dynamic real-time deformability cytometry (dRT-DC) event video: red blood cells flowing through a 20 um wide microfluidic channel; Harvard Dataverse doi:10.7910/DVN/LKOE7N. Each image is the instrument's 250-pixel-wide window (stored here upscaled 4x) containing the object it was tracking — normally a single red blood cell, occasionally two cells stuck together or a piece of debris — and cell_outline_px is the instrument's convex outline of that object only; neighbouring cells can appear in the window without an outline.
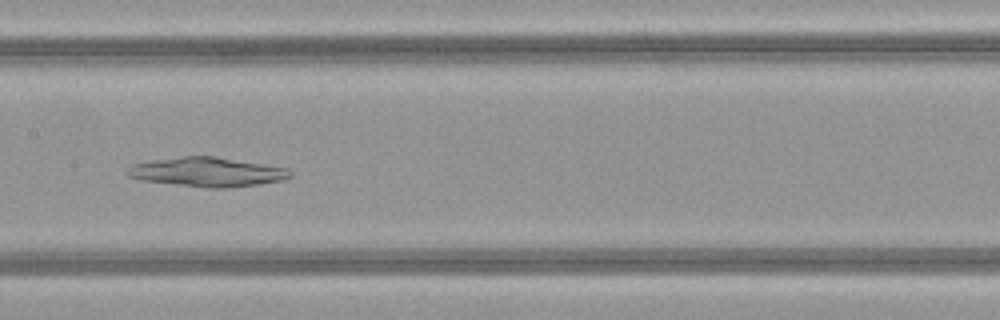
{"species": "common noctule bat (a hibernating species)", "species_latin": "Nyctalus noctula", "temperature_condition": "warm", "stored_images_in_passage": 43, "camera_frame_rate_fps": 3000, "um_per_image_px": 0.085, "animal": {"sex": "female", "body_mass_g": 21.9}, "frame": {"image": 1, "passage_image": 18, "time_ms": 5.667, "image_size_px": [1000, 320], "cell_outline_px": [[292, 176], [280, 180], [260, 184], [228, 188], [208, 188], [140, 180], [128, 176], [128, 168], [132, 164], [152, 160], [180, 156], [216, 156], [288, 168], [292, 172]], "centroid_in_image_um": [17.62, 14.61], "position_along_channel_um": 189.8, "area_um2": 27.8}}
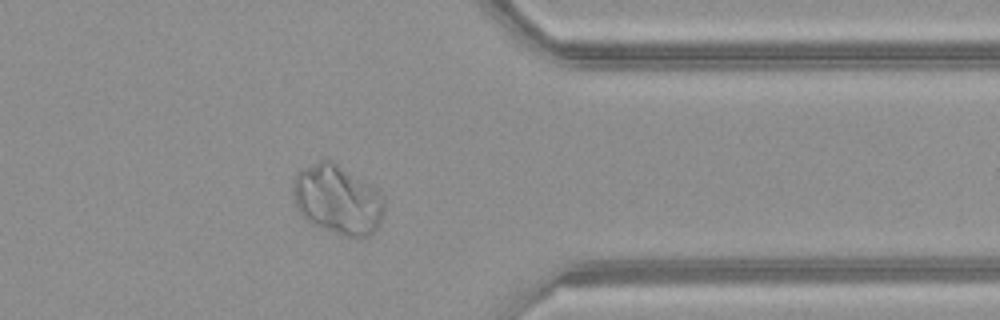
{"frame": {"image": 2, "passage_image": 33, "time_ms": 10.667, "image_size_px": [1000, 320], "cell_outline_px": [[384, 216], [376, 228], [364, 240], [356, 240], [344, 236], [312, 224], [296, 208], [292, 196], [292, 184], [296, 176], [304, 168], [320, 160], [332, 160], [380, 192], [384, 200]], "centroid_in_image_um": [28.7, 17.02], "position_along_channel_um": 382.7, "area_um2": 36.93}}
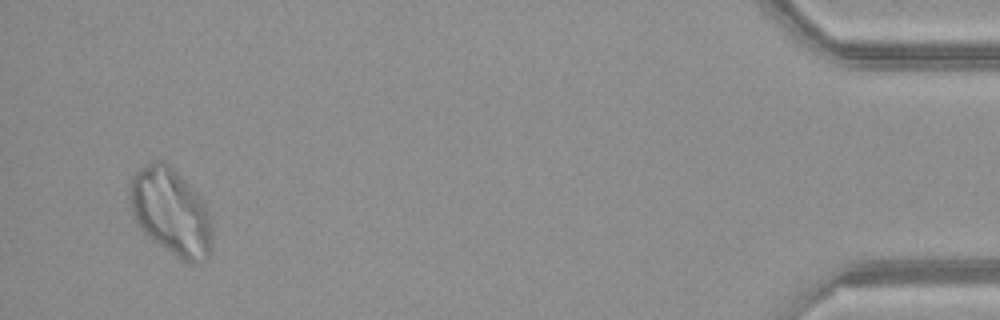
{"frame": {"image": 3, "passage_image": 41, "time_ms": 13.333, "image_size_px": [1000, 320], "cell_outline_px": [[212, 252], [208, 260], [200, 264], [192, 264], [180, 260], [152, 240], [136, 224], [132, 216], [128, 200], [128, 184], [132, 176], [148, 160], [164, 160], [196, 192], [204, 204], [212, 220]], "centroid_in_image_um": [14.51, 18.04], "position_along_channel_um": 420.7, "area_um2": 42.77}}